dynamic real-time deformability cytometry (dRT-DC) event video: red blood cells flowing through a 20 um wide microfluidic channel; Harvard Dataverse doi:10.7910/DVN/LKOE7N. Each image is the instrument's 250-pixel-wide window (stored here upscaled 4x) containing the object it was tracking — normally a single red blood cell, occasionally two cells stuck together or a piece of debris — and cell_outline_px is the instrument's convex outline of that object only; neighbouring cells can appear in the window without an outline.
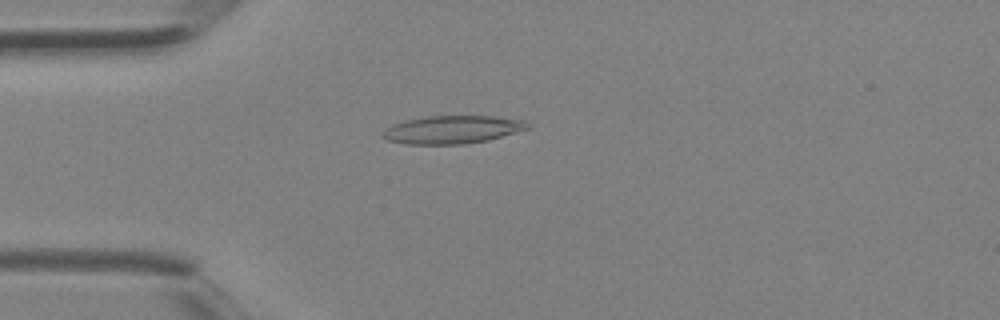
{"species": "Egyptian fruit bat (a non-hibernating species)", "species_latin": "Rousettus aegyptiacus", "temperature_condition": "room temperature", "stored_images_in_passage": 2, "camera_frame_rate_fps": 3000, "um_per_image_px": 0.085, "animal": {"sex": "female"}, "frame": {"image": 1, "passage_image": 1, "time_ms": 0.0, "image_size_px": [1000, 320], "cell_outline_px": [[528, 128], [488, 140], [464, 144], [408, 144], [388, 140], [380, 136], [380, 132], [384, 128], [392, 124], [404, 120], [424, 116], [496, 116], [524, 120], [528, 124]], "centroid_in_image_um": [38.37, 11.01], "position_along_channel_um": 46.6, "area_um2": 23.7}}